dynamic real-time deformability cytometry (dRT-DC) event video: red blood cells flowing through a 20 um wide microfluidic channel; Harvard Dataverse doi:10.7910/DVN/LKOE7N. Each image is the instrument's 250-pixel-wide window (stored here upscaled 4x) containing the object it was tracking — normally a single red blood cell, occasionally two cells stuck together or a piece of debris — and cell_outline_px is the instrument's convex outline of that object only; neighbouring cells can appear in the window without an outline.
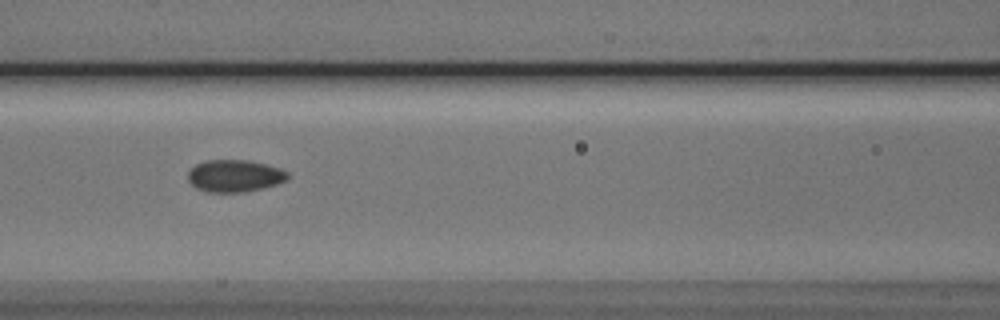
{"species": "Egyptian fruit bat (a non-hibernating species)", "species_latin": "Rousettus aegyptiacus", "temperature_condition": "cold", "stored_images_in_passage": 6, "camera_frame_rate_fps": 3000, "um_per_image_px": 0.085, "animal": {"sex": "male"}, "frame": {"image": 1, "passage_image": 5, "time_ms": 4.667, "image_size_px": [1000, 320], "cell_outline_px": [[288, 180], [264, 188], [244, 192], [208, 192], [196, 188], [188, 180], [188, 172], [196, 164], [204, 160], [248, 160], [280, 168], [288, 172]], "centroid_in_image_um": [19.95, 14.95], "position_along_channel_um": 146.7, "area_um2": 18.73}}
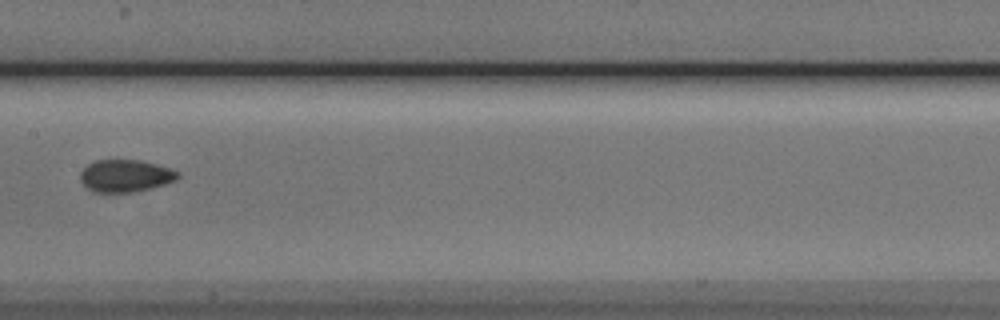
{"frame": {"image": 2, "passage_image": 6, "time_ms": 6.0, "image_size_px": [1000, 320], "cell_outline_px": [[180, 176], [176, 180], [152, 188], [132, 192], [96, 192], [88, 188], [80, 180], [80, 172], [88, 164], [96, 160], [140, 160], [156, 164], [180, 172]], "centroid_in_image_um": [10.67, 14.94], "position_along_channel_um": 196.7, "area_um2": 18.26}}